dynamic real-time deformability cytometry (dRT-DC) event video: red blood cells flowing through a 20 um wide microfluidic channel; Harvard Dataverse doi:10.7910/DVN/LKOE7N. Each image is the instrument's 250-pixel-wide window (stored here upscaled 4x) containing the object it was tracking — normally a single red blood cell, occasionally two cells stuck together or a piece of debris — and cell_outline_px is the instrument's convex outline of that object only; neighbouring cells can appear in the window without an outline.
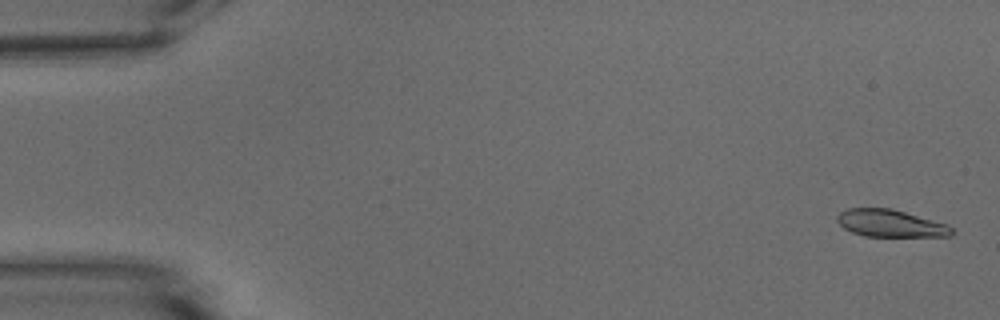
{"species": "common noctule bat (a hibernating species)", "species_latin": "Nyctalus noctula", "temperature_condition": "warm", "stored_images_in_passage": 54, "camera_frame_rate_fps": 3000, "um_per_image_px": 0.085, "animal": {"sex": "male", "body_mass_g": 15.6}, "frame": {"image": 1, "passage_image": 2, "time_ms": 0.333, "image_size_px": [1000, 320], "cell_outline_px": [[952, 236], [864, 236], [852, 232], [844, 228], [836, 220], [836, 216], [840, 212], [848, 208], [892, 208], [948, 224], [952, 228]], "centroid_in_image_um": [75.68, 18.98], "position_along_channel_um": 9.3, "area_um2": 18.21}}
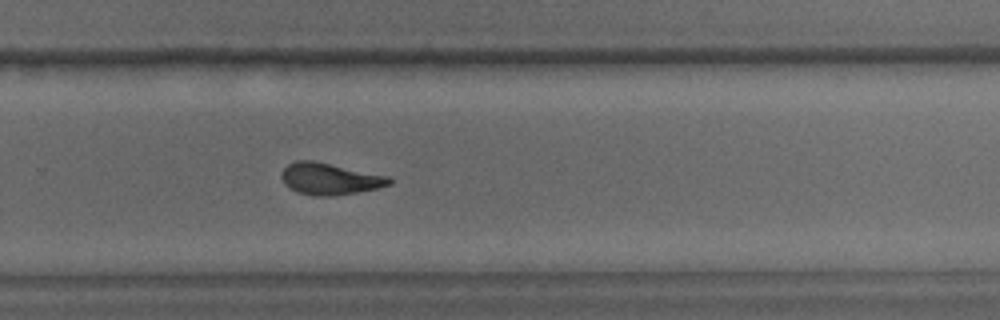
{"frame": {"image": 2, "passage_image": 36, "time_ms": 11.667, "image_size_px": [1000, 320], "cell_outline_px": [[392, 184], [376, 188], [356, 192], [332, 196], [316, 196], [296, 192], [284, 184], [280, 176], [280, 172], [288, 164], [296, 160], [312, 160], [392, 176]], "centroid_in_image_um": [28.03, 15.19], "position_along_channel_um": 301.8, "area_um2": 20.11}}
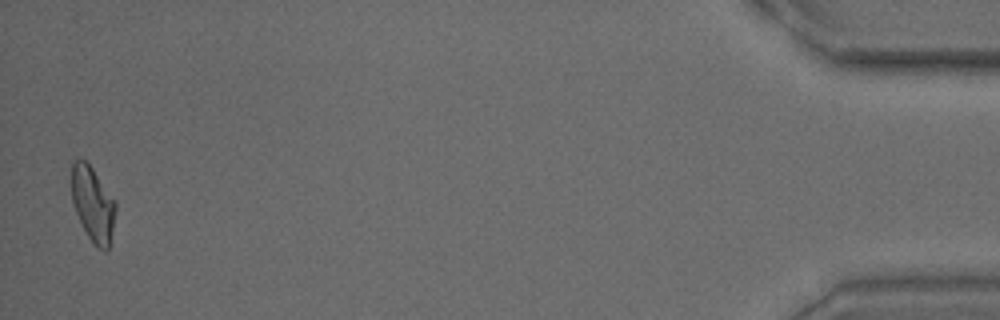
{"frame": {"image": 3, "passage_image": 53, "time_ms": 17.333, "image_size_px": [1000, 320], "cell_outline_px": [[116, 208], [112, 232], [108, 248], [104, 252], [96, 248], [88, 236], [76, 212], [72, 200], [72, 164], [80, 156], [92, 168], [116, 204]], "centroid_in_image_um": [7.89, 17.37], "position_along_channel_um": 427.3, "area_um2": 18.79}, "authors_computed_cell_mechanics": {"area_um2": 19.5942, "velocity_mm_per_s": 3.7892, "shape_relaxation_time_tau1_ms": 6.7492, "shape_relaxation_time_tau2_ms": 3.334, "deformation_change_tau1": 0.2124, "deformation_change_tau2": 0.12}}